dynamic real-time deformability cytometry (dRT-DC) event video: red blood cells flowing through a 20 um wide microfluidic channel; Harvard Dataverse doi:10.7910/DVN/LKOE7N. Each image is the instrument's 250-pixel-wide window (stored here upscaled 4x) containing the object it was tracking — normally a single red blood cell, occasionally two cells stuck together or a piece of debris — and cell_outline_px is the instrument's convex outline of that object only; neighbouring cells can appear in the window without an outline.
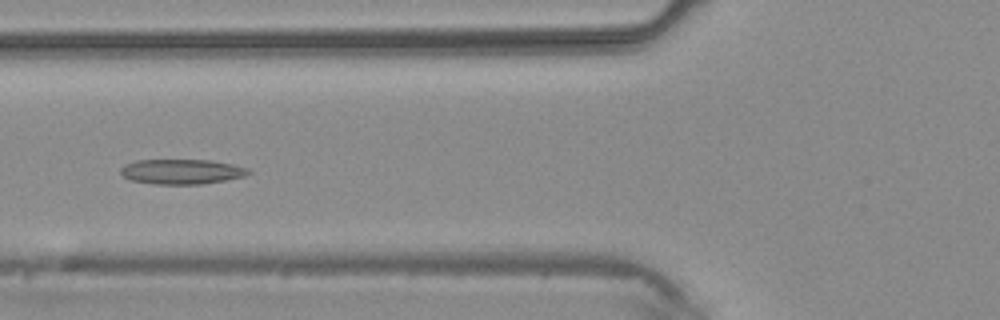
{"species": "common noctule bat (a hibernating species)", "species_latin": "Nyctalus noctula", "temperature_condition": "warm", "stored_images_in_passage": 4, "camera_frame_rate_fps": 3000, "um_per_image_px": 0.085, "animal": {"sex": "male", "body_mass_g": 20.4}, "frame": {"image": 1, "passage_image": 4, "time_ms": 3.667, "image_size_px": [1000, 320], "cell_outline_px": [[252, 172], [244, 176], [224, 180], [200, 184], [156, 184], [128, 180], [120, 172], [120, 168], [124, 164], [136, 160], [212, 160], [232, 164], [248, 168]], "centroid_in_image_um": [15.41, 14.58], "position_along_channel_um": 110.4, "area_um2": 18.61}}